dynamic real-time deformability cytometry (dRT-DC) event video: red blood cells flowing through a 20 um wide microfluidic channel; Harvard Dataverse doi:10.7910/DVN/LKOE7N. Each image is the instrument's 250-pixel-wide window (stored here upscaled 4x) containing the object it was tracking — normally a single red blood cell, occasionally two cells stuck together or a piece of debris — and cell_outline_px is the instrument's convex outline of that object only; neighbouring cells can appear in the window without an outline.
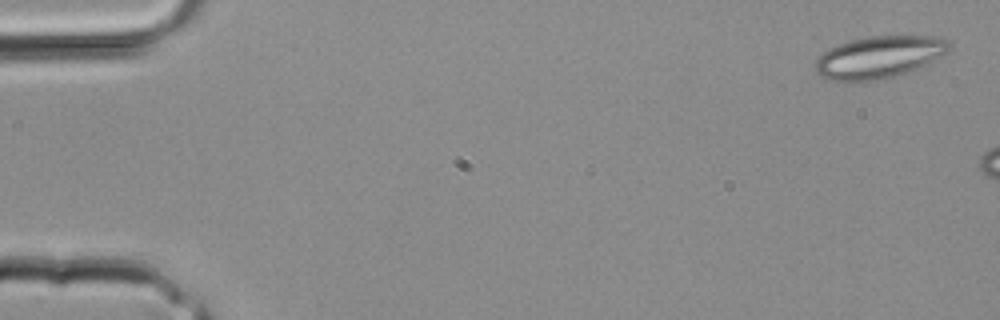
{"species": "common noctule bat (a hibernating species)", "species_latin": "Nyctalus noctula", "temperature_condition": "room temperature", "stored_images_in_passage": 17, "camera_frame_rate_fps": 3000, "um_per_image_px": 0.085, "animal": {"sex": "male", "body_mass_g": 20.4}, "frame": {"image": 1, "passage_image": 1, "time_ms": 0.0, "image_size_px": [1000, 320], "cell_outline_px": [[952, 48], [948, 52], [904, 76], [864, 84], [848, 84], [828, 80], [820, 76], [816, 72], [816, 60], [828, 48], [852, 40], [868, 36], [940, 36], [948, 40], [952, 44]], "centroid_in_image_um": [74.73, 4.93], "position_along_channel_um": 10.3, "area_um2": 34.28}}
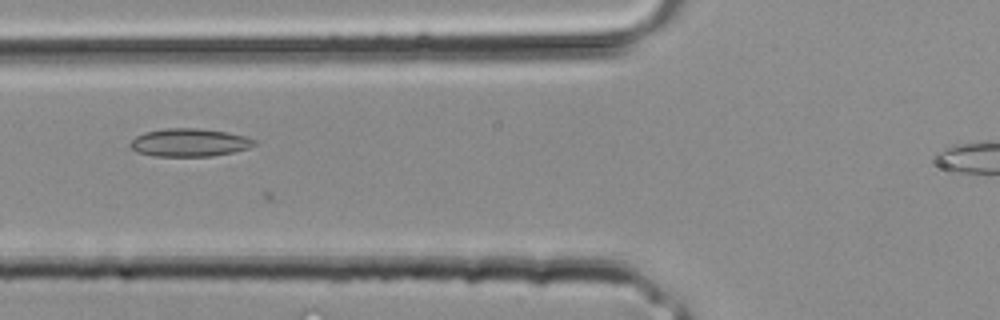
{"frame": {"image": 2, "passage_image": 13, "time_ms": 4.0, "image_size_px": [1000, 320], "cell_outline_px": [[256, 144], [248, 148], [232, 152], [212, 156], [152, 156], [136, 152], [128, 144], [136, 136], [144, 132], [164, 128], [196, 128], [228, 132], [244, 136], [256, 140]], "centroid_in_image_um": [16.07, 12.11], "position_along_channel_um": 109.7, "area_um2": 20.29}}
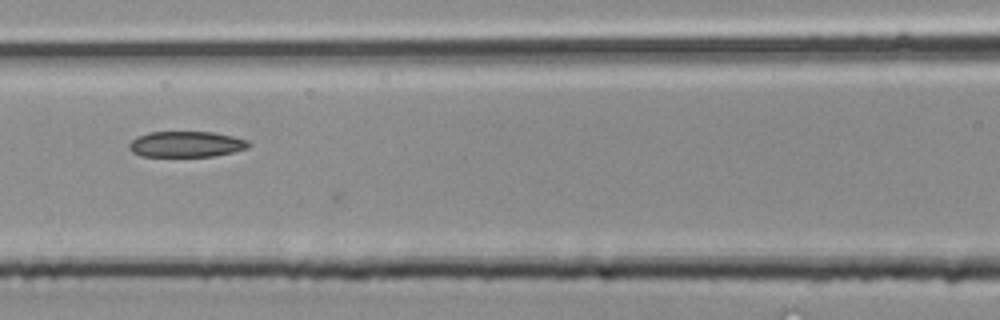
{"frame": {"image": 3, "passage_image": 15, "time_ms": 4.667, "image_size_px": [1000, 320], "cell_outline_px": [[252, 144], [248, 148], [216, 156], [140, 156], [132, 152], [128, 148], [128, 144], [136, 136], [148, 132], [212, 132], [232, 136], [248, 140]], "centroid_in_image_um": [15.81, 12.26], "position_along_channel_um": 150.8, "area_um2": 18.09}}